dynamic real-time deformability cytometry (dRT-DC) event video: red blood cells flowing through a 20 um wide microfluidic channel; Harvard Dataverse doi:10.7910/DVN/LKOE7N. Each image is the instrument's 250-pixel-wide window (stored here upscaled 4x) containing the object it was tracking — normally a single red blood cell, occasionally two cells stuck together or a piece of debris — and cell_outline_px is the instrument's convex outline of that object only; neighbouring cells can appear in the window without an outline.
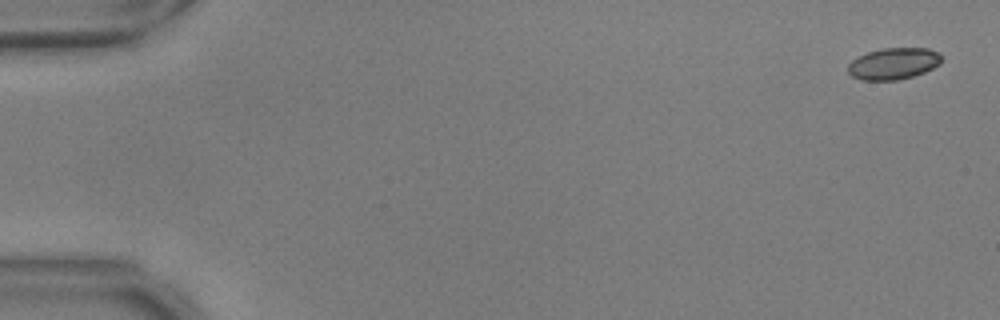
{"species": "common noctule bat (a hibernating species)", "species_latin": "Nyctalus noctula", "temperature_condition": "warm", "stored_images_in_passage": 20, "camera_frame_rate_fps": 3000, "um_per_image_px": 0.085, "animal": {"sex": "male", "body_mass_g": 17.9, "forearm_length_mm": 54.2}, "frame": {"image": 1, "passage_image": 1, "time_ms": 0.0, "image_size_px": [1000, 320], "cell_outline_px": [[940, 64], [924, 72], [912, 76], [896, 80], [860, 80], [852, 76], [848, 72], [848, 64], [852, 60], [868, 52], [884, 48], [928, 48], [940, 52]], "centroid_in_image_um": [75.94, 5.4], "position_along_channel_um": 9.1, "area_um2": 17.11}}
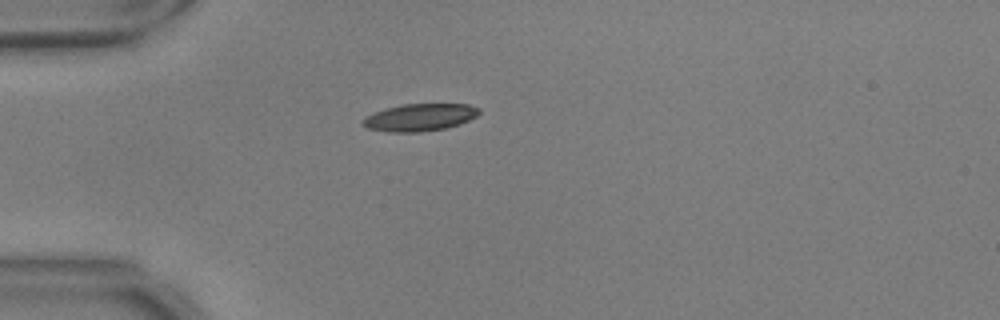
{"frame": {"image": 2, "passage_image": 15, "time_ms": 4.667, "image_size_px": [1000, 320], "cell_outline_px": [[480, 112], [476, 116], [460, 124], [444, 128], [420, 132], [388, 132], [368, 128], [360, 124], [360, 120], [364, 116], [384, 108], [400, 104], [468, 104], [480, 108]], "centroid_in_image_um": [35.62, 9.97], "position_along_channel_um": 49.4, "area_um2": 18.73}}